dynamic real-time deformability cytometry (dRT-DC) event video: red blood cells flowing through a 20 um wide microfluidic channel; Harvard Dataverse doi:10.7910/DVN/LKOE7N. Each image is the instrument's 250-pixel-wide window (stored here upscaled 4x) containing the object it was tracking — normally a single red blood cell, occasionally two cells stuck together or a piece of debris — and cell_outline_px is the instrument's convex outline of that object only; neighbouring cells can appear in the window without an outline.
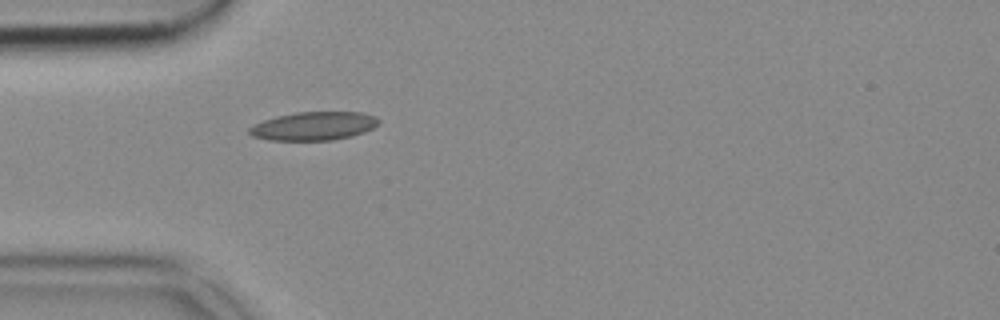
{"species": "common noctule bat (a hibernating species)", "species_latin": "Nyctalus noctula", "temperature_condition": "cold", "stored_images_in_passage": 13, "camera_frame_rate_fps": 3000, "um_per_image_px": 0.085, "animal": {"sex": "female", "body_mass_g": 18.4}, "frame": {"image": 1, "passage_image": 1, "time_ms": 0.0, "image_size_px": [1000, 320], "cell_outline_px": [[380, 120], [372, 128], [364, 132], [352, 136], [332, 140], [268, 140], [252, 136], [248, 132], [248, 128], [264, 120], [276, 116], [296, 112], [364, 112], [376, 116]], "centroid_in_image_um": [26.67, 10.71], "position_along_channel_um": 58.3, "area_um2": 21.44}}